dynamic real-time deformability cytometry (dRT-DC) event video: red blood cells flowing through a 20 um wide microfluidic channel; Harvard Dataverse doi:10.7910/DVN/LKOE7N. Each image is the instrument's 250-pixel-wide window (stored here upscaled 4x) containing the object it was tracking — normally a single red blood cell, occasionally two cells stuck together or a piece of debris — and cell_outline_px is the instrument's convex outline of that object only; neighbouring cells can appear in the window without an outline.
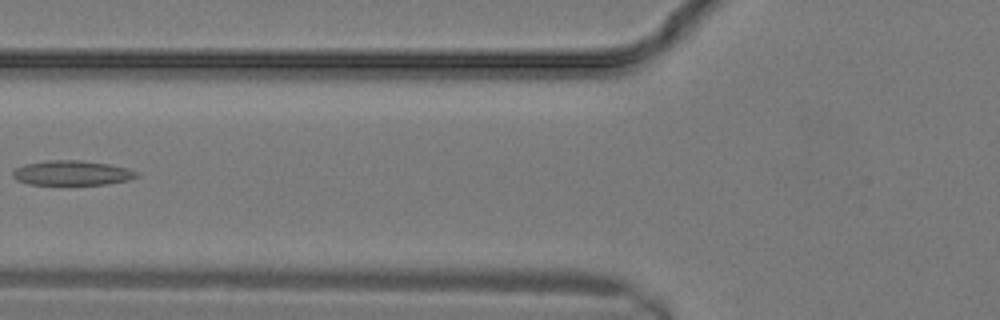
{"species": "common noctule bat (a hibernating species)", "species_latin": "Nyctalus noctula", "temperature_condition": "warm", "stored_images_in_passage": 12, "camera_frame_rate_fps": 3000, "um_per_image_px": 0.085, "animal": {"sex": "male", "body_mass_g": 19.2, "forearm_length_mm": 51.8}, "frame": {"image": 1, "passage_image": 5, "time_ms": 1.333, "image_size_px": [1000, 320], "cell_outline_px": [[140, 176], [128, 180], [104, 184], [28, 184], [16, 180], [12, 176], [12, 172], [16, 168], [24, 164], [48, 160], [80, 160], [108, 164], [124, 168], [136, 172]], "centroid_in_image_um": [6.06, 14.7], "position_along_channel_um": 119.7, "area_um2": 17.63}}
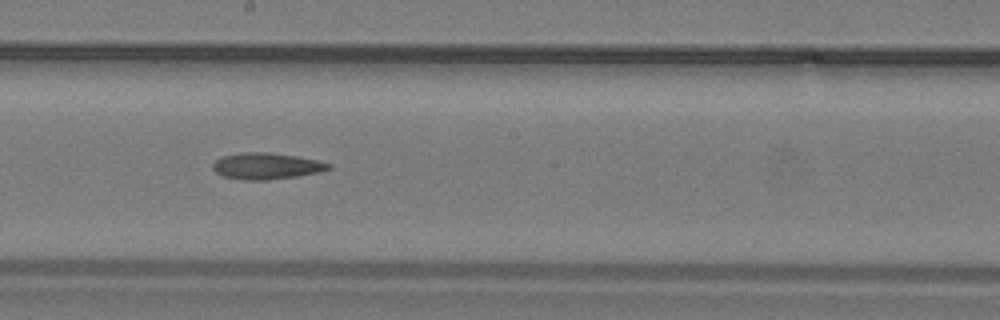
{"frame": {"image": 2, "passage_image": 9, "time_ms": 2.667, "image_size_px": [1000, 320], "cell_outline_px": [[332, 168], [320, 172], [296, 176], [264, 180], [244, 180], [220, 176], [212, 168], [212, 164], [216, 160], [224, 156], [244, 152], [268, 152], [296, 156], [320, 160], [332, 164]], "centroid_in_image_um": [22.66, 14.11], "position_along_channel_um": 225.5, "area_um2": 17.86}}
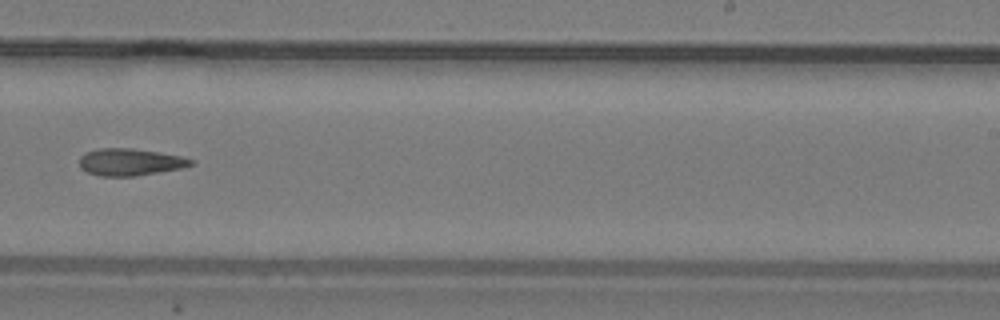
{"frame": {"image": 3, "passage_image": 11, "time_ms": 3.333, "image_size_px": [1000, 320], "cell_outline_px": [[196, 160], [192, 164], [180, 168], [136, 176], [100, 176], [88, 172], [80, 168], [80, 156], [96, 148], [132, 148], [160, 152], [180, 156]], "centroid_in_image_um": [11.05, 13.77], "position_along_channel_um": 278.0, "area_um2": 17.51}}